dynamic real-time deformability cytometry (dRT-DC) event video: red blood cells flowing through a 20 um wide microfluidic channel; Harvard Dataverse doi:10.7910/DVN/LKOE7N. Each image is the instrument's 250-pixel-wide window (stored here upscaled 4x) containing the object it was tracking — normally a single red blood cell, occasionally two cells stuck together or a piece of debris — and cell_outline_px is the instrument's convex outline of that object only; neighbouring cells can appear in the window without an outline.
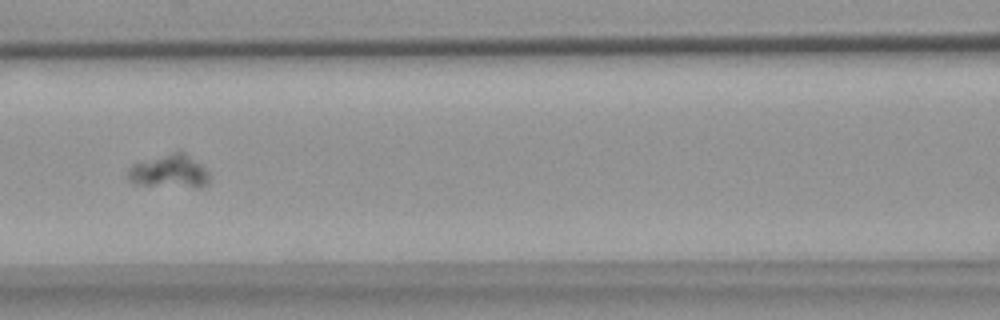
{"species": "common noctule bat (a hibernating species)", "species_latin": "Nyctalus noctula", "temperature_condition": "warm", "stored_images_in_passage": 9, "camera_frame_rate_fps": 3000, "um_per_image_px": 0.085, "animal": {"sex": "female", "body_mass_g": 18.4}, "frame": {"image": 1, "passage_image": 8, "time_ms": 8.333, "image_size_px": [1000, 320], "cell_outline_px": [[208, 184], [200, 188], [196, 188], [132, 184], [128, 180], [128, 168], [132, 164], [176, 152], [184, 152], [200, 164], [208, 172]], "centroid_in_image_um": [14.39, 14.61], "position_along_channel_um": 152.2, "area_um2": 15.66}}
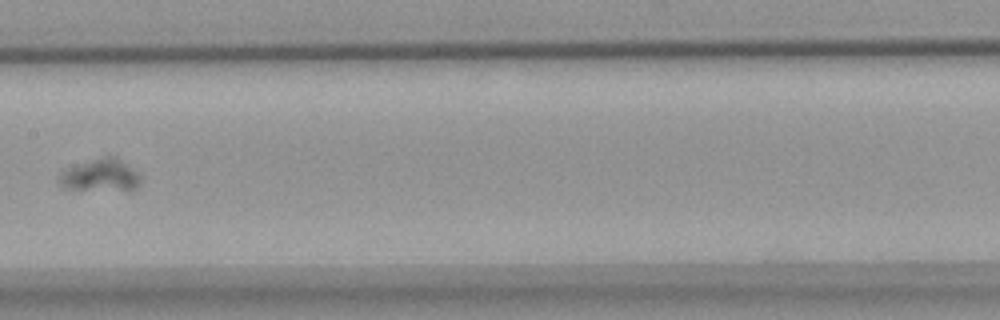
{"frame": {"image": 2, "passage_image": 9, "time_ms": 9.667, "image_size_px": [1000, 320], "cell_outline_px": [[144, 180], [132, 192], [64, 188], [60, 184], [60, 172], [68, 168], [104, 156], [116, 156], [136, 172]], "centroid_in_image_um": [8.62, 14.94], "position_along_channel_um": 198.8, "area_um2": 15.49}}